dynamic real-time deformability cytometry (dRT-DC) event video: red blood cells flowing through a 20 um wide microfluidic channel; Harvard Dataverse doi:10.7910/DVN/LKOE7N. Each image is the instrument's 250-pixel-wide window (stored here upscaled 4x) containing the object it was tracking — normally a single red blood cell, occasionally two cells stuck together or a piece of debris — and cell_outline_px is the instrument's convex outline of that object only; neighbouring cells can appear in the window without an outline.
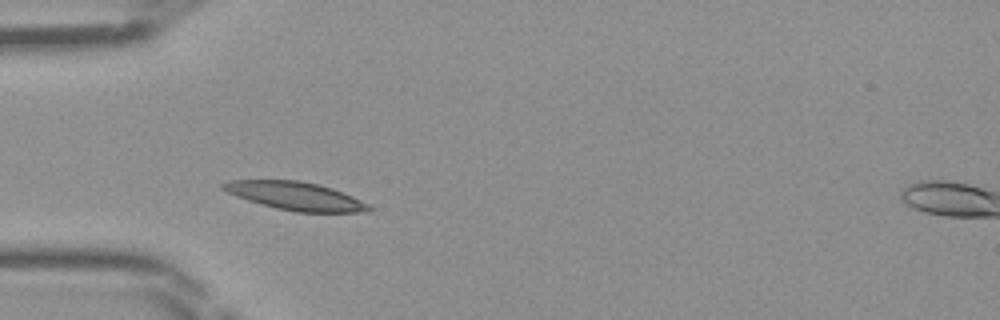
{"species": "Egyptian fruit bat (a non-hibernating species)", "species_latin": "Rousettus aegyptiacus", "temperature_condition": "room temperature", "stored_images_in_passage": 39, "camera_frame_rate_fps": 3000, "um_per_image_px": 0.085, "frame": {"image": 1, "passage_image": 7, "time_ms": 2.0, "image_size_px": [1000, 320], "cell_outline_px": [[372, 212], [296, 212], [276, 208], [260, 204], [236, 196], [220, 188], [220, 184], [228, 180], [300, 180], [332, 188], [352, 196], [368, 204], [372, 208]], "centroid_in_image_um": [25.1, 16.66], "position_along_channel_um": 59.9, "area_um2": 23.93}}
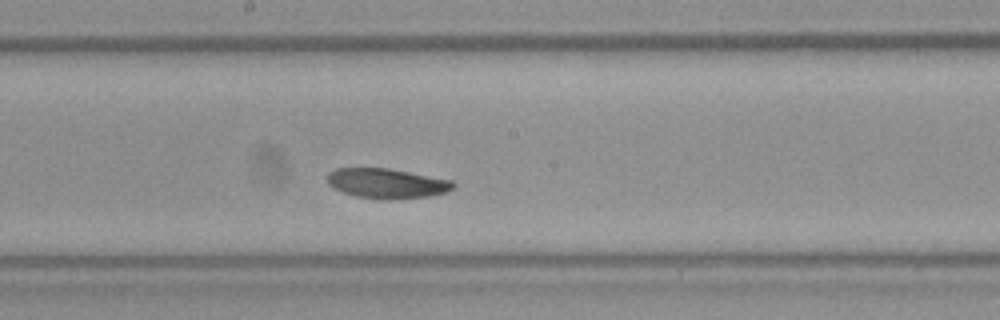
{"frame": {"image": 2, "passage_image": 18, "time_ms": 5.667, "image_size_px": [1000, 320], "cell_outline_px": [[456, 184], [452, 188], [444, 192], [428, 196], [388, 200], [380, 200], [356, 196], [332, 188], [328, 184], [328, 172], [336, 168], [388, 168], [452, 180]], "centroid_in_image_um": [32.84, 15.59], "position_along_channel_um": 215.4, "area_um2": 21.91}}
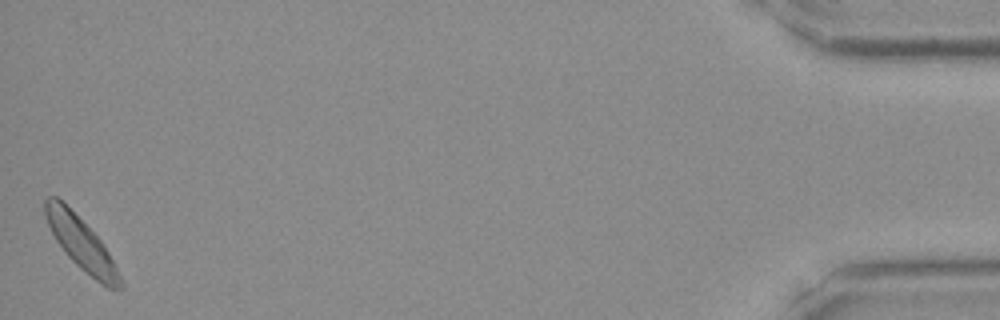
{"frame": {"image": 3, "passage_image": 39, "time_ms": 12.667, "image_size_px": [1000, 320], "cell_outline_px": [[124, 288], [108, 288], [100, 284], [80, 268], [64, 252], [56, 240], [48, 224], [44, 212], [44, 200], [48, 196], [56, 196], [100, 240], [108, 252], [120, 276]], "centroid_in_image_um": [6.88, 20.73], "position_along_channel_um": 428.3, "area_um2": 22.08}}